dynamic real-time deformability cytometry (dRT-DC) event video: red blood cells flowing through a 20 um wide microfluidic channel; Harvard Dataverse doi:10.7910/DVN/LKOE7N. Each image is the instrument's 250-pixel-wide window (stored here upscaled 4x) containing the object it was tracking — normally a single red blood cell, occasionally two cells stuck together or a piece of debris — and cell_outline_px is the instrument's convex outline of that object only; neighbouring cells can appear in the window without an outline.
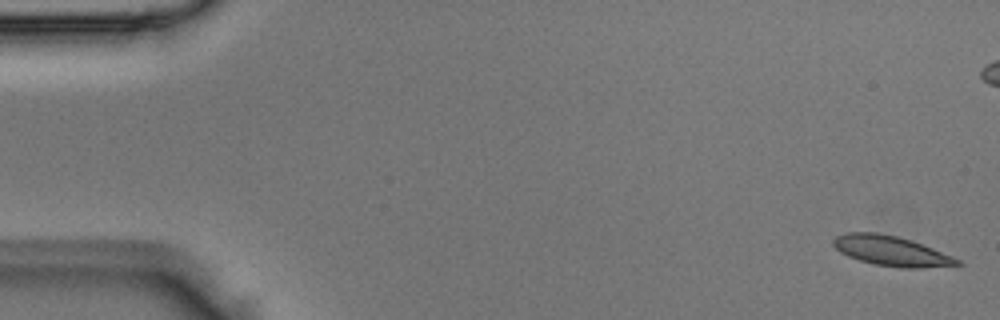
{"species": "Egyptian fruit bat (a non-hibernating species)", "species_latin": "Rousettus aegyptiacus", "temperature_condition": "room temperature", "stored_images_in_passage": 51, "camera_frame_rate_fps": 3000, "um_per_image_px": 0.085, "animal": {"sex": "male"}, "frame": {"image": 1, "passage_image": 1, "time_ms": 0.0, "image_size_px": [1000, 320], "cell_outline_px": [[964, 264], [920, 268], [900, 268], [876, 264], [860, 260], [848, 256], [840, 252], [832, 244], [832, 240], [836, 236], [844, 232], [876, 232], [896, 236], [932, 248], [952, 256], [960, 260]], "centroid_in_image_um": [75.72, 21.32], "position_along_channel_um": 9.3, "area_um2": 21.39}}
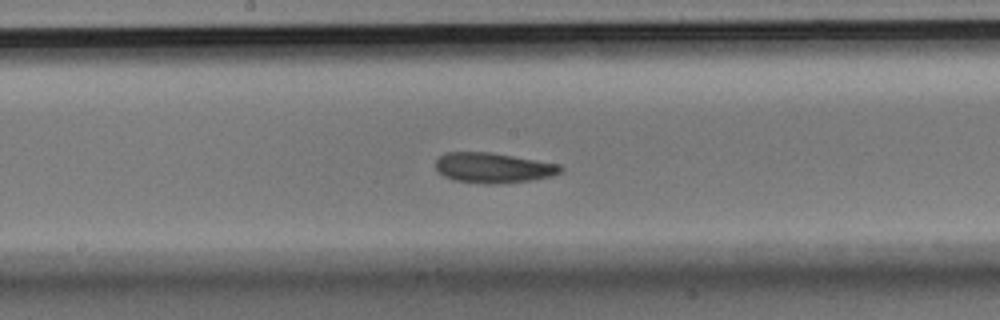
{"frame": {"image": 2, "passage_image": 26, "time_ms": 8.333, "image_size_px": [1000, 320], "cell_outline_px": [[564, 168], [560, 172], [552, 176], [532, 180], [496, 184], [484, 184], [452, 180], [436, 172], [436, 160], [444, 152], [492, 152], [560, 164]], "centroid_in_image_um": [41.9, 14.26], "position_along_channel_um": 206.3, "area_um2": 22.25}}
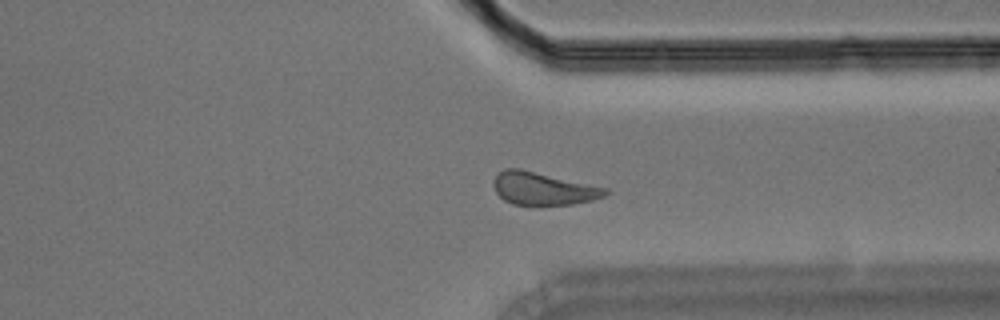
{"frame": {"image": 3, "passage_image": 38, "time_ms": 12.333, "image_size_px": [1000, 320], "cell_outline_px": [[608, 192], [604, 196], [592, 200], [572, 204], [512, 204], [504, 200], [496, 192], [492, 184], [492, 180], [496, 172], [504, 168], [520, 168], [608, 188]], "centroid_in_image_um": [46.11, 16.0], "position_along_channel_um": 365.3, "area_um2": 21.33}}